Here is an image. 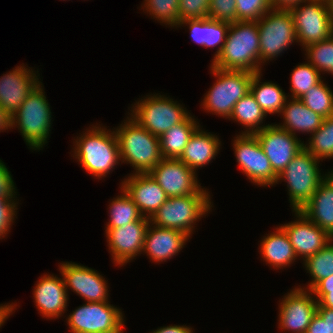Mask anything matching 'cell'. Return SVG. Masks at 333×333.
Instances as JSON below:
<instances>
[{"label":"cell","instance_id":"cell-1","mask_svg":"<svg viewBox=\"0 0 333 333\" xmlns=\"http://www.w3.org/2000/svg\"><path fill=\"white\" fill-rule=\"evenodd\" d=\"M259 29L257 21L231 23L221 52L212 59V65L223 70L261 72L259 65Z\"/></svg>","mask_w":333,"mask_h":333},{"label":"cell","instance_id":"cell-2","mask_svg":"<svg viewBox=\"0 0 333 333\" xmlns=\"http://www.w3.org/2000/svg\"><path fill=\"white\" fill-rule=\"evenodd\" d=\"M73 143V157L95 178L106 177L121 161L117 135L105 127L92 126Z\"/></svg>","mask_w":333,"mask_h":333},{"label":"cell","instance_id":"cell-3","mask_svg":"<svg viewBox=\"0 0 333 333\" xmlns=\"http://www.w3.org/2000/svg\"><path fill=\"white\" fill-rule=\"evenodd\" d=\"M120 160L129 163L136 174L149 173L163 159L159 137L152 135L134 119L127 117L115 130Z\"/></svg>","mask_w":333,"mask_h":333},{"label":"cell","instance_id":"cell-4","mask_svg":"<svg viewBox=\"0 0 333 333\" xmlns=\"http://www.w3.org/2000/svg\"><path fill=\"white\" fill-rule=\"evenodd\" d=\"M40 81L12 115V127H18L26 145L41 150L47 143L52 112Z\"/></svg>","mask_w":333,"mask_h":333},{"label":"cell","instance_id":"cell-5","mask_svg":"<svg viewBox=\"0 0 333 333\" xmlns=\"http://www.w3.org/2000/svg\"><path fill=\"white\" fill-rule=\"evenodd\" d=\"M216 82L204 96L202 106L207 112L228 118L231 116L234 105L250 92L253 72L244 70H223L211 66Z\"/></svg>","mask_w":333,"mask_h":333},{"label":"cell","instance_id":"cell-6","mask_svg":"<svg viewBox=\"0 0 333 333\" xmlns=\"http://www.w3.org/2000/svg\"><path fill=\"white\" fill-rule=\"evenodd\" d=\"M319 163L320 160L303 148L278 175L276 184L281 180L287 182L289 202L293 211L303 208L327 176L321 175Z\"/></svg>","mask_w":333,"mask_h":333},{"label":"cell","instance_id":"cell-7","mask_svg":"<svg viewBox=\"0 0 333 333\" xmlns=\"http://www.w3.org/2000/svg\"><path fill=\"white\" fill-rule=\"evenodd\" d=\"M211 203L210 194L170 197L150 218V223L161 228L182 231L190 237L195 223L213 207Z\"/></svg>","mask_w":333,"mask_h":333},{"label":"cell","instance_id":"cell-8","mask_svg":"<svg viewBox=\"0 0 333 333\" xmlns=\"http://www.w3.org/2000/svg\"><path fill=\"white\" fill-rule=\"evenodd\" d=\"M134 105L130 117L158 137L191 115L180 103L161 94L147 95Z\"/></svg>","mask_w":333,"mask_h":333},{"label":"cell","instance_id":"cell-9","mask_svg":"<svg viewBox=\"0 0 333 333\" xmlns=\"http://www.w3.org/2000/svg\"><path fill=\"white\" fill-rule=\"evenodd\" d=\"M257 25L260 39V66L266 61L275 59L287 50L289 45L297 42L294 20L289 10L271 8L257 21Z\"/></svg>","mask_w":333,"mask_h":333},{"label":"cell","instance_id":"cell-10","mask_svg":"<svg viewBox=\"0 0 333 333\" xmlns=\"http://www.w3.org/2000/svg\"><path fill=\"white\" fill-rule=\"evenodd\" d=\"M289 11L293 16L297 42L303 49L333 35V16L326 0H308Z\"/></svg>","mask_w":333,"mask_h":333},{"label":"cell","instance_id":"cell-11","mask_svg":"<svg viewBox=\"0 0 333 333\" xmlns=\"http://www.w3.org/2000/svg\"><path fill=\"white\" fill-rule=\"evenodd\" d=\"M122 310L105 302H86L67 318L71 333H123Z\"/></svg>","mask_w":333,"mask_h":333},{"label":"cell","instance_id":"cell-12","mask_svg":"<svg viewBox=\"0 0 333 333\" xmlns=\"http://www.w3.org/2000/svg\"><path fill=\"white\" fill-rule=\"evenodd\" d=\"M233 148L238 166L247 179L264 187L276 184L278 175L254 134L240 133L234 139Z\"/></svg>","mask_w":333,"mask_h":333},{"label":"cell","instance_id":"cell-13","mask_svg":"<svg viewBox=\"0 0 333 333\" xmlns=\"http://www.w3.org/2000/svg\"><path fill=\"white\" fill-rule=\"evenodd\" d=\"M149 175L161 186L168 198L209 194L201 188L196 172L179 159L163 158Z\"/></svg>","mask_w":333,"mask_h":333},{"label":"cell","instance_id":"cell-14","mask_svg":"<svg viewBox=\"0 0 333 333\" xmlns=\"http://www.w3.org/2000/svg\"><path fill=\"white\" fill-rule=\"evenodd\" d=\"M264 153L269 159L273 171L279 175L292 159L304 148L297 136L276 124H268L265 128L254 133Z\"/></svg>","mask_w":333,"mask_h":333},{"label":"cell","instance_id":"cell-15","mask_svg":"<svg viewBox=\"0 0 333 333\" xmlns=\"http://www.w3.org/2000/svg\"><path fill=\"white\" fill-rule=\"evenodd\" d=\"M317 306L310 290L299 287L290 290L279 304V328L292 333H306L317 313Z\"/></svg>","mask_w":333,"mask_h":333},{"label":"cell","instance_id":"cell-16","mask_svg":"<svg viewBox=\"0 0 333 333\" xmlns=\"http://www.w3.org/2000/svg\"><path fill=\"white\" fill-rule=\"evenodd\" d=\"M149 223L150 219L143 217L118 228L105 230L108 247L116 265L122 267L142 253Z\"/></svg>","mask_w":333,"mask_h":333},{"label":"cell","instance_id":"cell-17","mask_svg":"<svg viewBox=\"0 0 333 333\" xmlns=\"http://www.w3.org/2000/svg\"><path fill=\"white\" fill-rule=\"evenodd\" d=\"M59 266L66 290L72 289L87 302L108 301V285L95 269L74 262H62Z\"/></svg>","mask_w":333,"mask_h":333},{"label":"cell","instance_id":"cell-18","mask_svg":"<svg viewBox=\"0 0 333 333\" xmlns=\"http://www.w3.org/2000/svg\"><path fill=\"white\" fill-rule=\"evenodd\" d=\"M294 222L282 224L297 257L303 261L323 249L333 239L327 232L314 224L301 211H293Z\"/></svg>","mask_w":333,"mask_h":333},{"label":"cell","instance_id":"cell-19","mask_svg":"<svg viewBox=\"0 0 333 333\" xmlns=\"http://www.w3.org/2000/svg\"><path fill=\"white\" fill-rule=\"evenodd\" d=\"M38 76L24 64L0 76V106L12 116L40 82Z\"/></svg>","mask_w":333,"mask_h":333},{"label":"cell","instance_id":"cell-20","mask_svg":"<svg viewBox=\"0 0 333 333\" xmlns=\"http://www.w3.org/2000/svg\"><path fill=\"white\" fill-rule=\"evenodd\" d=\"M121 183V188L130 196L141 214L149 219L168 198L149 173L136 174L133 171Z\"/></svg>","mask_w":333,"mask_h":333},{"label":"cell","instance_id":"cell-21","mask_svg":"<svg viewBox=\"0 0 333 333\" xmlns=\"http://www.w3.org/2000/svg\"><path fill=\"white\" fill-rule=\"evenodd\" d=\"M35 285L33 297L40 315L53 319L65 313L69 295L63 278L44 274Z\"/></svg>","mask_w":333,"mask_h":333},{"label":"cell","instance_id":"cell-22","mask_svg":"<svg viewBox=\"0 0 333 333\" xmlns=\"http://www.w3.org/2000/svg\"><path fill=\"white\" fill-rule=\"evenodd\" d=\"M149 223L145 235L143 253L155 263L165 262L182 250L190 238L182 231L170 228H161ZM173 256V257H172Z\"/></svg>","mask_w":333,"mask_h":333},{"label":"cell","instance_id":"cell-23","mask_svg":"<svg viewBox=\"0 0 333 333\" xmlns=\"http://www.w3.org/2000/svg\"><path fill=\"white\" fill-rule=\"evenodd\" d=\"M328 173L299 211L333 238V171Z\"/></svg>","mask_w":333,"mask_h":333},{"label":"cell","instance_id":"cell-24","mask_svg":"<svg viewBox=\"0 0 333 333\" xmlns=\"http://www.w3.org/2000/svg\"><path fill=\"white\" fill-rule=\"evenodd\" d=\"M220 146L221 141L218 136L201 130L199 126L189 138L178 159L196 172L199 167L202 168L215 159Z\"/></svg>","mask_w":333,"mask_h":333},{"label":"cell","instance_id":"cell-25","mask_svg":"<svg viewBox=\"0 0 333 333\" xmlns=\"http://www.w3.org/2000/svg\"><path fill=\"white\" fill-rule=\"evenodd\" d=\"M289 100L290 98L280 112L284 123L276 125L294 136H296V132L300 131L308 134L316 132L321 127L324 118L305 106L300 99L291 98L290 102Z\"/></svg>","mask_w":333,"mask_h":333},{"label":"cell","instance_id":"cell-26","mask_svg":"<svg viewBox=\"0 0 333 333\" xmlns=\"http://www.w3.org/2000/svg\"><path fill=\"white\" fill-rule=\"evenodd\" d=\"M189 26L190 36L193 41L203 47L213 48L217 45L214 58L221 52L226 41L227 32L230 24L208 18H195L180 21L177 27Z\"/></svg>","mask_w":333,"mask_h":333},{"label":"cell","instance_id":"cell-27","mask_svg":"<svg viewBox=\"0 0 333 333\" xmlns=\"http://www.w3.org/2000/svg\"><path fill=\"white\" fill-rule=\"evenodd\" d=\"M275 229L261 240L259 249L263 260L278 270L290 266L297 256L285 230L281 226Z\"/></svg>","mask_w":333,"mask_h":333},{"label":"cell","instance_id":"cell-28","mask_svg":"<svg viewBox=\"0 0 333 333\" xmlns=\"http://www.w3.org/2000/svg\"><path fill=\"white\" fill-rule=\"evenodd\" d=\"M195 117L190 115L184 122L173 125L159 137L160 151L163 158L178 159L189 138L200 126Z\"/></svg>","mask_w":333,"mask_h":333},{"label":"cell","instance_id":"cell-29","mask_svg":"<svg viewBox=\"0 0 333 333\" xmlns=\"http://www.w3.org/2000/svg\"><path fill=\"white\" fill-rule=\"evenodd\" d=\"M261 76V72L253 74L250 92L266 115L274 113L280 115L289 95L286 96L280 86L271 81L260 82Z\"/></svg>","mask_w":333,"mask_h":333},{"label":"cell","instance_id":"cell-30","mask_svg":"<svg viewBox=\"0 0 333 333\" xmlns=\"http://www.w3.org/2000/svg\"><path fill=\"white\" fill-rule=\"evenodd\" d=\"M266 114L257 103L251 92L243 96L235 105L229 120H235L245 126L246 131L242 134H254L268 125H260Z\"/></svg>","mask_w":333,"mask_h":333},{"label":"cell","instance_id":"cell-31","mask_svg":"<svg viewBox=\"0 0 333 333\" xmlns=\"http://www.w3.org/2000/svg\"><path fill=\"white\" fill-rule=\"evenodd\" d=\"M121 189L120 196L112 199L109 203L110 219L105 229L118 228L120 226L141 220L144 216L141 214L130 196Z\"/></svg>","mask_w":333,"mask_h":333},{"label":"cell","instance_id":"cell-32","mask_svg":"<svg viewBox=\"0 0 333 333\" xmlns=\"http://www.w3.org/2000/svg\"><path fill=\"white\" fill-rule=\"evenodd\" d=\"M333 239L321 250L304 260L307 273L312 277L309 286L299 288L311 290L320 280L333 274Z\"/></svg>","mask_w":333,"mask_h":333},{"label":"cell","instance_id":"cell-33","mask_svg":"<svg viewBox=\"0 0 333 333\" xmlns=\"http://www.w3.org/2000/svg\"><path fill=\"white\" fill-rule=\"evenodd\" d=\"M304 148L318 160L333 158V115L325 118L321 127L311 134Z\"/></svg>","mask_w":333,"mask_h":333},{"label":"cell","instance_id":"cell-34","mask_svg":"<svg viewBox=\"0 0 333 333\" xmlns=\"http://www.w3.org/2000/svg\"><path fill=\"white\" fill-rule=\"evenodd\" d=\"M321 73L314 68L308 61L297 65L291 72L290 95L294 99H300L306 92L315 85L319 84Z\"/></svg>","mask_w":333,"mask_h":333},{"label":"cell","instance_id":"cell-35","mask_svg":"<svg viewBox=\"0 0 333 333\" xmlns=\"http://www.w3.org/2000/svg\"><path fill=\"white\" fill-rule=\"evenodd\" d=\"M300 100L324 119L333 115V92L323 80L310 88Z\"/></svg>","mask_w":333,"mask_h":333},{"label":"cell","instance_id":"cell-36","mask_svg":"<svg viewBox=\"0 0 333 333\" xmlns=\"http://www.w3.org/2000/svg\"><path fill=\"white\" fill-rule=\"evenodd\" d=\"M305 55L308 62L319 72L333 75V35L323 41L308 45Z\"/></svg>","mask_w":333,"mask_h":333},{"label":"cell","instance_id":"cell-37","mask_svg":"<svg viewBox=\"0 0 333 333\" xmlns=\"http://www.w3.org/2000/svg\"><path fill=\"white\" fill-rule=\"evenodd\" d=\"M145 11L160 23L177 27L180 23L179 0H144Z\"/></svg>","mask_w":333,"mask_h":333},{"label":"cell","instance_id":"cell-38","mask_svg":"<svg viewBox=\"0 0 333 333\" xmlns=\"http://www.w3.org/2000/svg\"><path fill=\"white\" fill-rule=\"evenodd\" d=\"M270 9L269 0H236V21H258Z\"/></svg>","mask_w":333,"mask_h":333},{"label":"cell","instance_id":"cell-39","mask_svg":"<svg viewBox=\"0 0 333 333\" xmlns=\"http://www.w3.org/2000/svg\"><path fill=\"white\" fill-rule=\"evenodd\" d=\"M208 17L220 22H236V0H210Z\"/></svg>","mask_w":333,"mask_h":333},{"label":"cell","instance_id":"cell-40","mask_svg":"<svg viewBox=\"0 0 333 333\" xmlns=\"http://www.w3.org/2000/svg\"><path fill=\"white\" fill-rule=\"evenodd\" d=\"M180 21L208 18L210 0H179Z\"/></svg>","mask_w":333,"mask_h":333},{"label":"cell","instance_id":"cell-41","mask_svg":"<svg viewBox=\"0 0 333 333\" xmlns=\"http://www.w3.org/2000/svg\"><path fill=\"white\" fill-rule=\"evenodd\" d=\"M14 198L0 197V239L6 237L10 231V227L15 220L17 210V202Z\"/></svg>","mask_w":333,"mask_h":333},{"label":"cell","instance_id":"cell-42","mask_svg":"<svg viewBox=\"0 0 333 333\" xmlns=\"http://www.w3.org/2000/svg\"><path fill=\"white\" fill-rule=\"evenodd\" d=\"M15 184L10 171L0 159V197L2 198H17L15 197Z\"/></svg>","mask_w":333,"mask_h":333},{"label":"cell","instance_id":"cell-43","mask_svg":"<svg viewBox=\"0 0 333 333\" xmlns=\"http://www.w3.org/2000/svg\"><path fill=\"white\" fill-rule=\"evenodd\" d=\"M317 302L329 291H333V274L320 280L311 290Z\"/></svg>","mask_w":333,"mask_h":333},{"label":"cell","instance_id":"cell-44","mask_svg":"<svg viewBox=\"0 0 333 333\" xmlns=\"http://www.w3.org/2000/svg\"><path fill=\"white\" fill-rule=\"evenodd\" d=\"M306 333H328L327 322H324L316 313L308 326Z\"/></svg>","mask_w":333,"mask_h":333},{"label":"cell","instance_id":"cell-45","mask_svg":"<svg viewBox=\"0 0 333 333\" xmlns=\"http://www.w3.org/2000/svg\"><path fill=\"white\" fill-rule=\"evenodd\" d=\"M271 8L290 10L308 0H269Z\"/></svg>","mask_w":333,"mask_h":333},{"label":"cell","instance_id":"cell-46","mask_svg":"<svg viewBox=\"0 0 333 333\" xmlns=\"http://www.w3.org/2000/svg\"><path fill=\"white\" fill-rule=\"evenodd\" d=\"M150 333H194L191 327L184 325H169L153 330Z\"/></svg>","mask_w":333,"mask_h":333},{"label":"cell","instance_id":"cell-47","mask_svg":"<svg viewBox=\"0 0 333 333\" xmlns=\"http://www.w3.org/2000/svg\"><path fill=\"white\" fill-rule=\"evenodd\" d=\"M317 314L327 322L328 333H333V309L317 307Z\"/></svg>","mask_w":333,"mask_h":333},{"label":"cell","instance_id":"cell-48","mask_svg":"<svg viewBox=\"0 0 333 333\" xmlns=\"http://www.w3.org/2000/svg\"><path fill=\"white\" fill-rule=\"evenodd\" d=\"M12 127V116L0 106V132Z\"/></svg>","mask_w":333,"mask_h":333},{"label":"cell","instance_id":"cell-49","mask_svg":"<svg viewBox=\"0 0 333 333\" xmlns=\"http://www.w3.org/2000/svg\"><path fill=\"white\" fill-rule=\"evenodd\" d=\"M17 305H15L14 303H7L4 305H0V328L1 326H3V324L5 323L6 319L9 318L10 314L13 313V311L16 309Z\"/></svg>","mask_w":333,"mask_h":333},{"label":"cell","instance_id":"cell-50","mask_svg":"<svg viewBox=\"0 0 333 333\" xmlns=\"http://www.w3.org/2000/svg\"><path fill=\"white\" fill-rule=\"evenodd\" d=\"M317 307H326L333 309V291L326 293L318 302Z\"/></svg>","mask_w":333,"mask_h":333},{"label":"cell","instance_id":"cell-51","mask_svg":"<svg viewBox=\"0 0 333 333\" xmlns=\"http://www.w3.org/2000/svg\"><path fill=\"white\" fill-rule=\"evenodd\" d=\"M327 4L329 5L330 12L333 16V0H326Z\"/></svg>","mask_w":333,"mask_h":333}]
</instances>
